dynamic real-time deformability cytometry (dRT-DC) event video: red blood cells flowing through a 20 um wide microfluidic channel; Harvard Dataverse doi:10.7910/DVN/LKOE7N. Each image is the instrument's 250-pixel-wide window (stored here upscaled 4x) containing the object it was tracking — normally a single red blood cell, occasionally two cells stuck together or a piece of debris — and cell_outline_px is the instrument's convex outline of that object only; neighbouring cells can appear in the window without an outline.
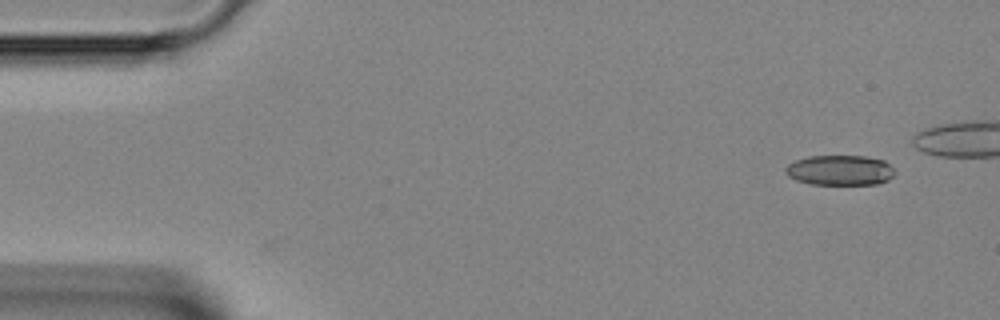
{"species": "Egyptian fruit bat (a non-hibernating species)", "species_latin": "Rousettus aegyptiacus", "temperature_condition": "room temperature", "stored_images_in_passage": 35, "camera_frame_rate_fps": 3000, "um_per_image_px": 0.085, "animal": {"sex": "female"}, "frame": {"image": 1, "passage_image": 1, "time_ms": 0.0, "image_size_px": [1000, 320], "cell_outline_px": [[896, 172], [888, 180], [876, 184], [808, 184], [796, 180], [788, 176], [784, 172], [784, 168], [788, 164], [796, 160], [808, 156], [864, 156], [884, 160]], "centroid_in_image_um": [71.36, 14.47], "position_along_channel_um": 13.6, "area_um2": 19.25}}
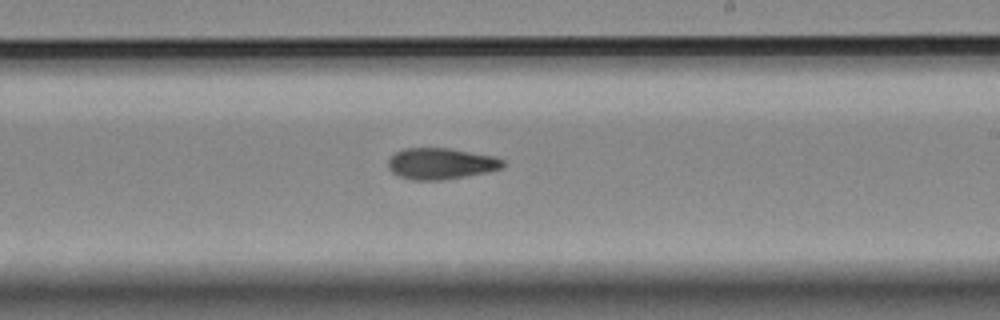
{"frame": {"image": 2, "passage_image": 24, "time_ms": 7.667, "image_size_px": [1000, 320], "cell_outline_px": [[504, 164], [500, 168], [484, 172], [464, 176], [440, 180], [416, 180], [400, 176], [392, 172], [388, 168], [388, 160], [396, 152], [404, 148], [448, 148], [492, 156], [504, 160]], "centroid_in_image_um": [37.43, 13.9], "position_along_channel_um": 251.6, "area_um2": 20.46}}
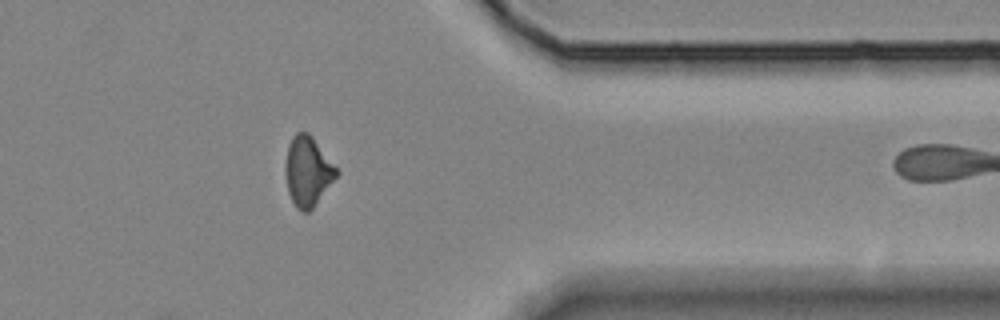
{"frame": {"image": 3, "passage_image": 34, "time_ms": 11.0, "image_size_px": [1000, 320], "cell_outline_px": [[340, 172], [312, 208], [308, 212], [304, 212], [296, 208], [288, 192], [284, 172], [284, 164], [288, 144], [292, 136], [296, 132], [308, 132], [312, 136]], "centroid_in_image_um": [26.12, 14.54], "position_along_channel_um": 385.3, "area_um2": 20.75}}